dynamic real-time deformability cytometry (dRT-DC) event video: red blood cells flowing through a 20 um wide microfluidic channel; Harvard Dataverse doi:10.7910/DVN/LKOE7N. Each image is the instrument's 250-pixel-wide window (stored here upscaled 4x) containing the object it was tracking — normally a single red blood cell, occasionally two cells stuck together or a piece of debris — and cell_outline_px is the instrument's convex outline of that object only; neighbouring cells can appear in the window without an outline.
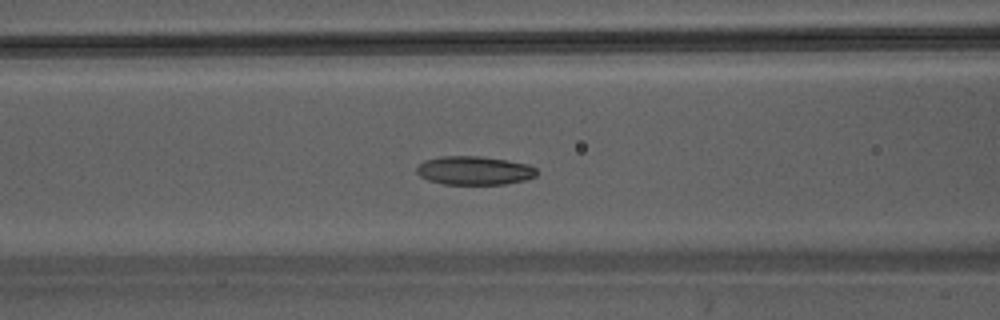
{"species": "Egyptian fruit bat (a non-hibernating species)", "species_latin": "Rousettus aegyptiacus", "temperature_condition": "warm", "stored_images_in_passage": 22, "camera_frame_rate_fps": 3000, "um_per_image_px": 0.085, "animal": {"sex": "male"}, "frame": {"image": 1, "passage_image": 10, "time_ms": 3.0, "image_size_px": [1000, 320], "cell_outline_px": [[536, 176], [524, 180], [504, 184], [444, 184], [428, 180], [420, 176], [416, 172], [416, 168], [424, 160], [440, 156], [480, 156], [508, 160], [528, 164], [536, 168]], "centroid_in_image_um": [40.3, 14.49], "position_along_channel_um": 126.3, "area_um2": 20.06}}
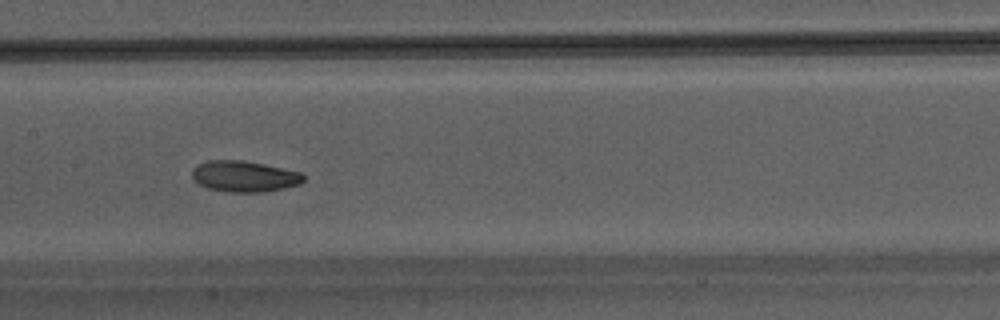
{"frame": {"image": 2, "passage_image": 14, "time_ms": 4.333, "image_size_px": [1000, 320], "cell_outline_px": [[304, 180], [300, 184], [284, 188], [260, 192], [228, 192], [208, 188], [200, 184], [192, 176], [192, 168], [208, 160], [240, 160], [264, 164], [300, 172], [304, 176]], "centroid_in_image_um": [20.77, 14.99], "position_along_channel_um": 186.6, "area_um2": 19.94}}
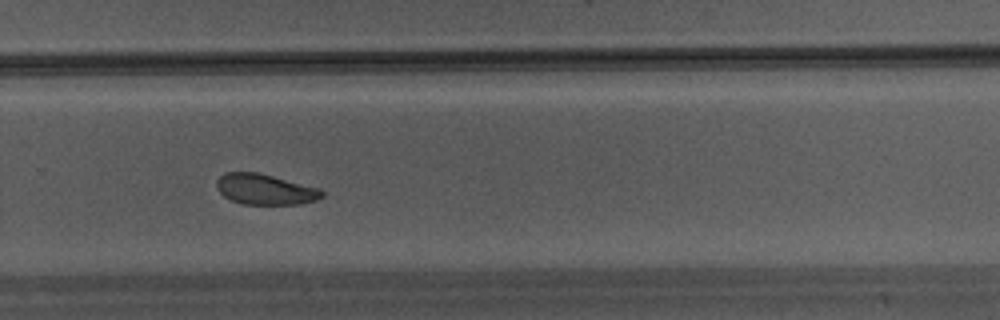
{"frame": {"image": 3, "passage_image": 22, "time_ms": 7.0, "image_size_px": [1000, 320], "cell_outline_px": [[324, 196], [316, 200], [300, 204], [240, 204], [224, 196], [216, 188], [216, 180], [224, 172], [256, 172], [320, 188], [324, 192]], "centroid_in_image_um": [22.52, 16.09], "position_along_channel_um": 307.3, "area_um2": 18.79}}